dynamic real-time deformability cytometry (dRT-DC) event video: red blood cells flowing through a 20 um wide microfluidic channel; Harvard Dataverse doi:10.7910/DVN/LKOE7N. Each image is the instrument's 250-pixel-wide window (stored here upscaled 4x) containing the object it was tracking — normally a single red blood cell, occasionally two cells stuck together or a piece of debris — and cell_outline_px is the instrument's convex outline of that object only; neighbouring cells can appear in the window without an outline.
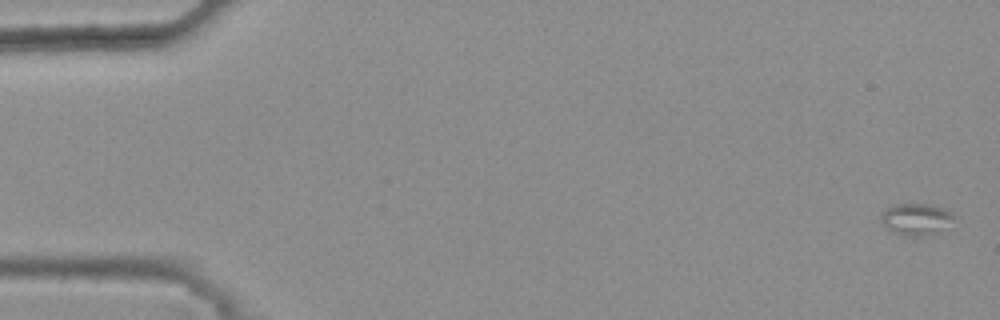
{"species": "common noctule bat (a hibernating species)", "species_latin": "Nyctalus noctula", "temperature_condition": "warm", "stored_images_in_passage": 5, "camera_frame_rate_fps": 3000, "um_per_image_px": 0.085, "animal": {"sex": "female", "body_mass_g": 25.1}, "frame": {"image": 1, "passage_image": 1, "time_ms": 0.0, "image_size_px": [1000, 320], "cell_outline_px": [[956, 216], [936, 232], [920, 236], [904, 236], [892, 232], [880, 220], [880, 212], [896, 204], [932, 204], [944, 208], [952, 212]], "centroid_in_image_um": [77.82, 18.61], "position_along_channel_um": 7.2, "area_um2": 13.29}}